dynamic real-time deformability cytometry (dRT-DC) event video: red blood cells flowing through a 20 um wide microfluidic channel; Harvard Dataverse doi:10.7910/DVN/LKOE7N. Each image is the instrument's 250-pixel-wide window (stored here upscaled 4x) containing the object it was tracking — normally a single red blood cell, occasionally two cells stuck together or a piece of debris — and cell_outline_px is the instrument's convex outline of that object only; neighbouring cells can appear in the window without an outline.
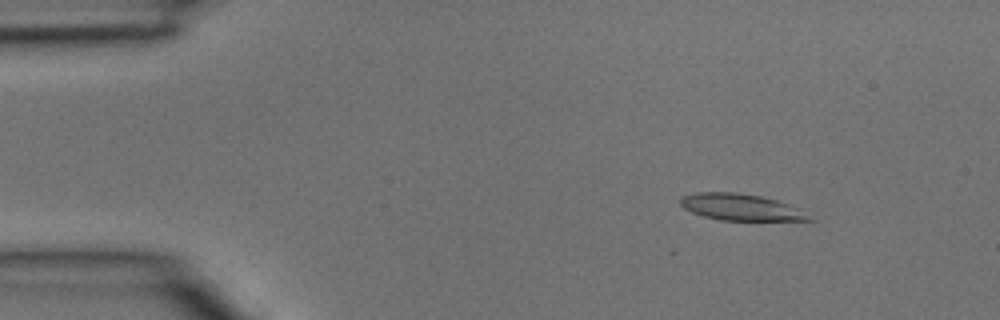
{"species": "common noctule bat (a hibernating species)", "species_latin": "Nyctalus noctula", "temperature_condition": "room temperature", "stored_images_in_passage": 40, "camera_frame_rate_fps": 3000, "um_per_image_px": 0.085, "animal": {"sex": "male", "body_mass_g": 15.6}, "frame": {"image": 1, "passage_image": 5, "time_ms": 1.333, "image_size_px": [1000, 320], "cell_outline_px": [[816, 220], [720, 220], [704, 216], [692, 212], [684, 208], [680, 204], [680, 196], [696, 192], [736, 192], [760, 196], [776, 200], [788, 204]], "centroid_in_image_um": [62.88, 17.6], "position_along_channel_um": 22.1, "area_um2": 19.59}}
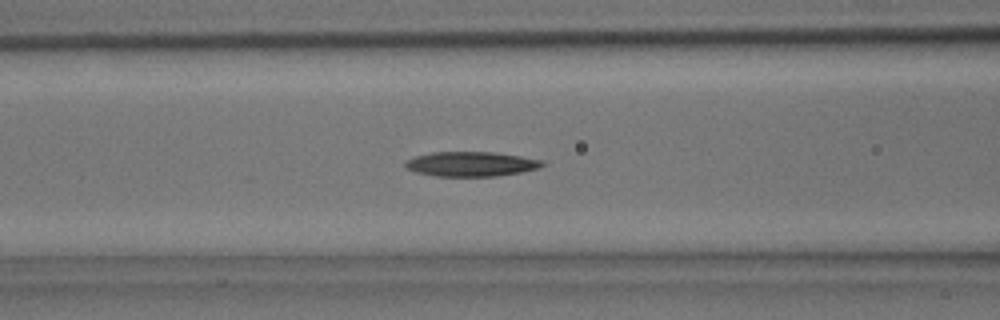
{"frame": {"image": 2, "passage_image": 16, "time_ms": 5.0, "image_size_px": [1000, 320], "cell_outline_px": [[548, 164], [540, 168], [520, 172], [496, 176], [436, 176], [416, 172], [408, 168], [404, 164], [404, 160], [416, 156], [432, 152], [492, 152], [520, 156], [544, 160]], "centroid_in_image_um": [40.08, 13.94], "position_along_channel_um": 126.5, "area_um2": 19.77}}
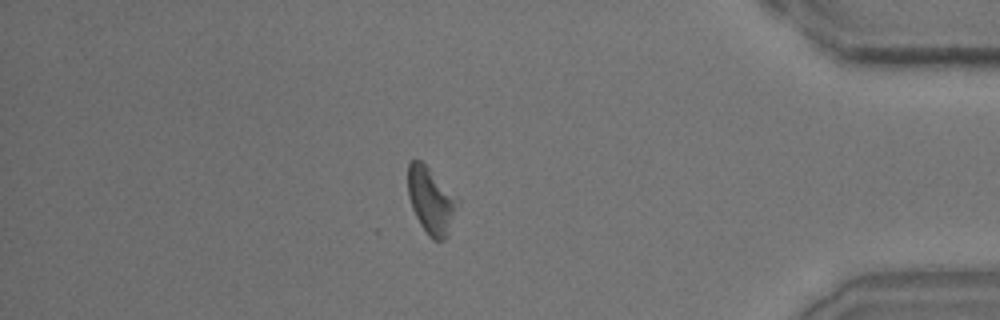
{"frame": {"image": 3, "passage_image": 35, "time_ms": 11.333, "image_size_px": [1000, 320], "cell_outline_px": [[452, 212], [448, 236], [444, 240], [432, 240], [428, 236], [420, 224], [412, 208], [408, 196], [408, 164], [412, 160], [420, 160], [428, 168], [452, 200]], "centroid_in_image_um": [36.48, 17.1], "position_along_channel_um": 398.7, "area_um2": 17.34}}